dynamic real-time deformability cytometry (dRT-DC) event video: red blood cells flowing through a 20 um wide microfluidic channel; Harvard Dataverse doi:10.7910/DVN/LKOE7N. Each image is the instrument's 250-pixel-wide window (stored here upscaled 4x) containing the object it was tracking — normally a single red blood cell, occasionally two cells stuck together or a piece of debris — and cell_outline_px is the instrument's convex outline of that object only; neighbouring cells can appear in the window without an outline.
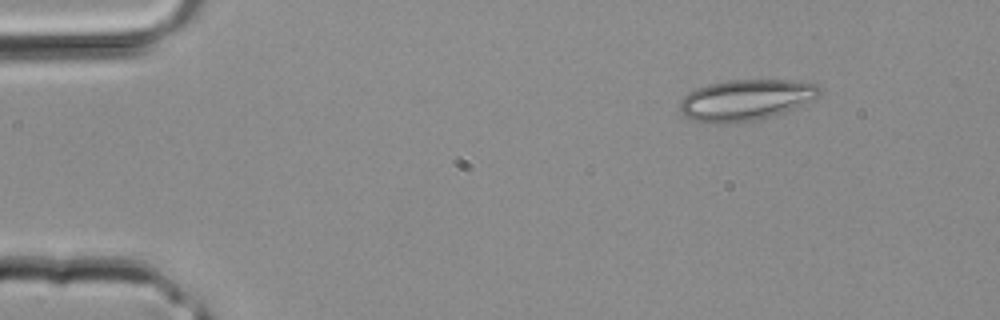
{"species": "common noctule bat (a hibernating species)", "species_latin": "Nyctalus noctula", "temperature_condition": "room temperature", "stored_images_in_passage": 2, "camera_frame_rate_fps": 3000, "um_per_image_px": 0.085, "animal": {"sex": "male", "body_mass_g": 20.4}, "frame": {"image": 1, "passage_image": 1, "time_ms": 0.0, "image_size_px": [1000, 320], "cell_outline_px": [[820, 96], [816, 100], [784, 112], [736, 124], [708, 124], [692, 120], [684, 116], [680, 112], [680, 100], [688, 92], [696, 88], [708, 84], [728, 80], [792, 80], [816, 84], [820, 88]], "centroid_in_image_um": [63.37, 8.51], "position_along_channel_um": 21.6, "area_um2": 33.81}}